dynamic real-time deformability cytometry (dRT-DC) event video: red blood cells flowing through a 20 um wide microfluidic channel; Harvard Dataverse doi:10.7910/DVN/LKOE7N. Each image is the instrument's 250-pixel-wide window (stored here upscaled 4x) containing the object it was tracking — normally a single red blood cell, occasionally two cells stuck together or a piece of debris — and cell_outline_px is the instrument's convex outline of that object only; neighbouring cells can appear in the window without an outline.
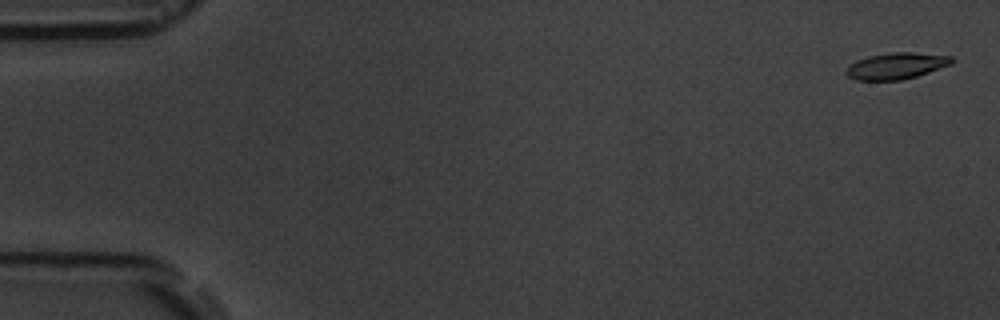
{"species": "common noctule bat (a hibernating species)", "species_latin": "Nyctalus noctula", "temperature_condition": "room temperature", "stored_images_in_passage": 7, "camera_frame_rate_fps": 3000, "um_per_image_px": 0.085, "animal": {"sex": "male", "body_mass_g": 19.5, "forearm_length_mm": 54.6}, "frame": {"image": 1, "passage_image": 1, "time_ms": 0.0, "image_size_px": [1000, 320], "cell_outline_px": [[952, 64], [916, 76], [900, 80], [856, 80], [848, 76], [844, 72], [856, 60], [868, 56], [888, 52], [912, 52], [952, 56]], "centroid_in_image_um": [76.17, 5.59], "position_along_channel_um": 8.8, "area_um2": 16.13}}
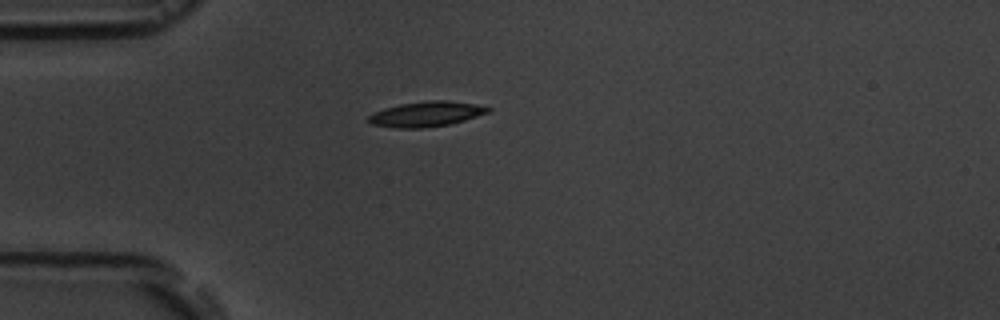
{"frame": {"image": 2, "passage_image": 5, "time_ms": 4.667, "image_size_px": [1000, 320], "cell_outline_px": [[492, 108], [488, 112], [464, 120], [448, 124], [424, 128], [396, 128], [372, 124], [368, 120], [368, 116], [372, 112], [384, 108], [400, 104], [432, 100], [448, 100], [476, 104]], "centroid_in_image_um": [36.2, 9.69], "position_along_channel_um": 48.8, "area_um2": 17.4}}
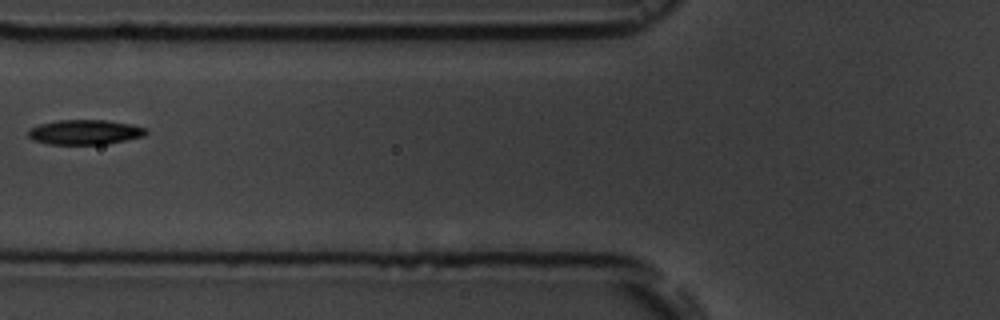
{"frame": {"image": 3, "passage_image": 7, "time_ms": 7.0, "image_size_px": [1000, 320], "cell_outline_px": [[148, 132], [144, 136], [108, 144], [48, 144], [32, 140], [28, 136], [28, 128], [40, 124], [56, 120], [108, 120], [132, 124], [148, 128]], "centroid_in_image_um": [7.23, 11.23], "position_along_channel_um": 118.6, "area_um2": 17.28}}